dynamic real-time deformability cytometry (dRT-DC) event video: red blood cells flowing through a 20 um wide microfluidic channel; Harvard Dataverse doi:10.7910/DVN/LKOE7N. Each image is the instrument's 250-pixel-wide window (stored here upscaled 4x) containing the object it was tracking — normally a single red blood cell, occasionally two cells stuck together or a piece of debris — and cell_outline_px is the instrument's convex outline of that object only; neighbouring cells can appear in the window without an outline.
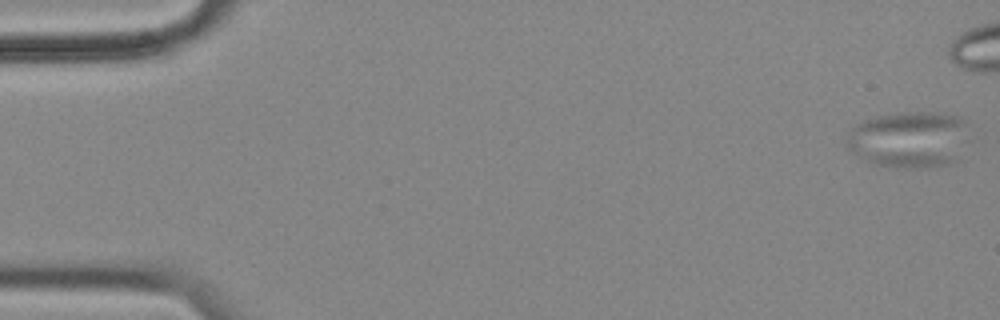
{"species": "common noctule bat (a hibernating species)", "species_latin": "Nyctalus noctula", "temperature_condition": "cold", "stored_images_in_passage": 2, "camera_frame_rate_fps": 3000, "um_per_image_px": 0.085, "animal": {"sex": "female", "body_mass_g": 18.4}, "frame": {"image": 1, "passage_image": 1, "time_ms": 0.0, "image_size_px": [1000, 320], "cell_outline_px": [[984, 136], [956, 160], [948, 164], [936, 168], [896, 168], [876, 164], [852, 152], [844, 144], [844, 140], [848, 132], [852, 128], [868, 120], [880, 116], [900, 112], [932, 112], [960, 116], [984, 132]], "centroid_in_image_um": [77.62, 11.86], "position_along_channel_um": 7.4, "area_um2": 43.0}}